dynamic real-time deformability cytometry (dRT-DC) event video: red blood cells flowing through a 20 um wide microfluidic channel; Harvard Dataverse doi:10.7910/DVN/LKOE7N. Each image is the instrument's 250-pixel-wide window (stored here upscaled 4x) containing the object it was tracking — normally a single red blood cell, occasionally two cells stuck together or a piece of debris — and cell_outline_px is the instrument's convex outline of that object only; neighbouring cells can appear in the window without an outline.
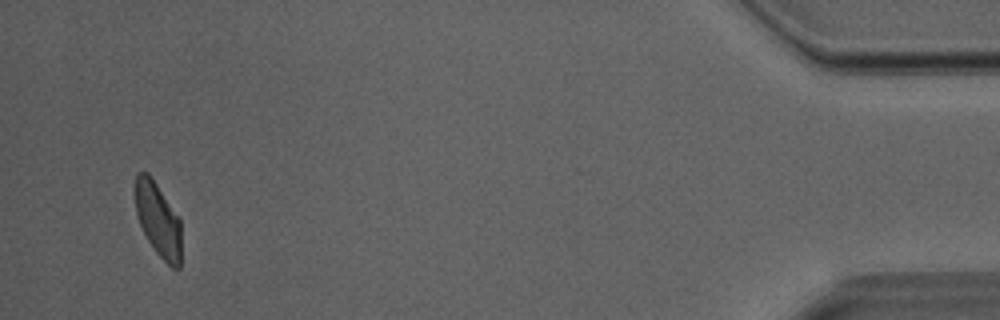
{"species": "Egyptian fruit bat (a non-hibernating species)", "species_latin": "Rousettus aegyptiacus", "temperature_condition": "room temperature", "stored_images_in_passage": 30, "camera_frame_rate_fps": 3000, "um_per_image_px": 0.085, "animal": {"sex": "male"}, "frame": {"image": 1, "passage_image": 30, "time_ms": 9.667, "image_size_px": [1000, 320], "cell_outline_px": [[180, 268], [172, 268], [156, 252], [148, 240], [140, 224], [136, 212], [132, 192], [136, 172], [148, 172], [180, 216]], "centroid_in_image_um": [13.4, 18.58], "position_along_channel_um": 421.8, "area_um2": 20.29}}